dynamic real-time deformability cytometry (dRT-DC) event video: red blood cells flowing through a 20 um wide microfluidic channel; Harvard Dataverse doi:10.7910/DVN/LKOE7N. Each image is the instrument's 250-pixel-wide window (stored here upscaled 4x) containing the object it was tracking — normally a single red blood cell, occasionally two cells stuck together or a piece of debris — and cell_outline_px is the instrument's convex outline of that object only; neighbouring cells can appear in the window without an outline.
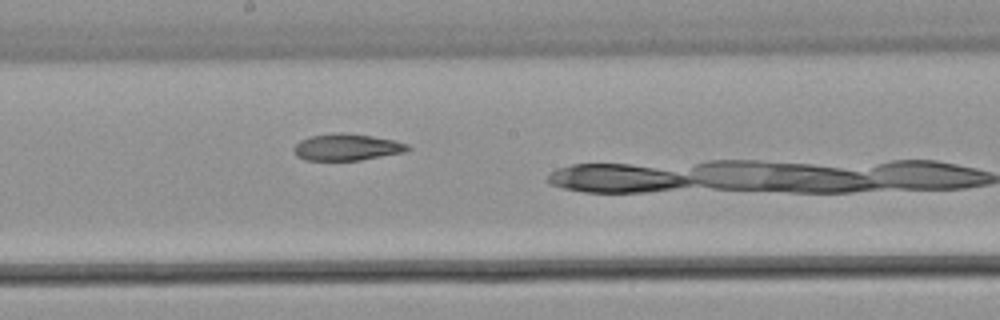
{"species": "common noctule bat (a hibernating species)", "species_latin": "Nyctalus noctula", "temperature_condition": "warm", "stored_images_in_passage": 33, "camera_frame_rate_fps": 3000, "um_per_image_px": 0.085, "animal": {"sex": "male", "body_mass_g": 21.5, "forearm_length_mm": 52.0}, "frame": {"image": 1, "passage_image": 19, "time_ms": 6.0, "image_size_px": [1000, 320], "cell_outline_px": [[412, 148], [404, 152], [360, 160], [304, 160], [296, 156], [292, 152], [292, 148], [300, 140], [308, 136], [332, 132], [344, 132], [372, 136], [396, 140], [408, 144]], "centroid_in_image_um": [29.44, 12.49], "position_along_channel_um": 218.8, "area_um2": 18.03}}